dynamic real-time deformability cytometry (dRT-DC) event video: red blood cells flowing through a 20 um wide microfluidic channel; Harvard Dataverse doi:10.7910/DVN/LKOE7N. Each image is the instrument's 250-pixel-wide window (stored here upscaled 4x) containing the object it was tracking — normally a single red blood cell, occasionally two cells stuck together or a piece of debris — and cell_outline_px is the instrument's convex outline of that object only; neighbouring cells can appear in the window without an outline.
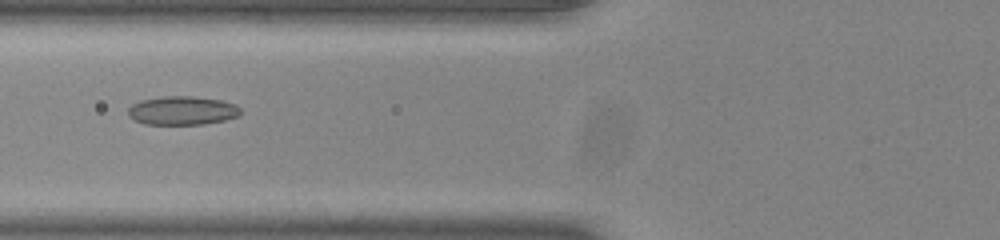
{"species": "common noctule bat (a hibernating species)", "species_latin": "Nyctalus noctula", "temperature_condition": "room temperature", "stored_images_in_passage": 40, "camera_frame_rate_fps": 3000, "um_per_image_px": 0.085, "animal": {"sex": "male", "body_mass_g": 20.0, "forearm_length_mm": 53.3}, "frame": {"image": 1, "passage_image": 9, "time_ms": 2.667, "image_size_px": [1000, 240], "cell_outline_px": [[240, 116], [224, 120], [204, 124], [144, 124], [128, 116], [128, 108], [132, 104], [140, 100], [164, 96], [192, 96], [220, 100], [236, 104], [240, 108]], "centroid_in_image_um": [15.49, 9.39], "position_along_channel_um": 110.3, "area_um2": 18.84}}
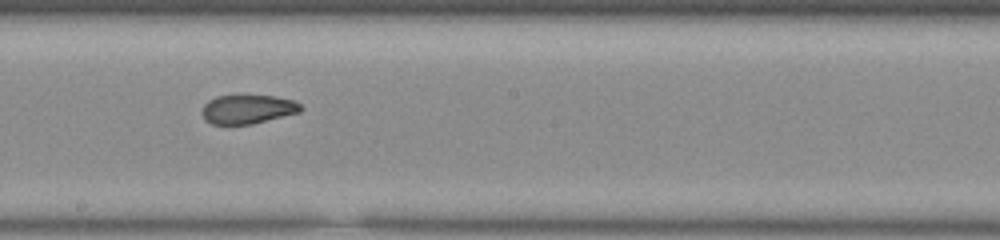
{"frame": {"image": 2, "passage_image": 18, "time_ms": 5.667, "image_size_px": [1000, 240], "cell_outline_px": [[304, 108], [300, 112], [252, 124], [212, 124], [204, 120], [200, 112], [204, 104], [208, 100], [216, 96], [276, 96], [292, 100], [300, 104]], "centroid_in_image_um": [21.02, 9.29], "position_along_channel_um": 227.2, "area_um2": 16.7}}
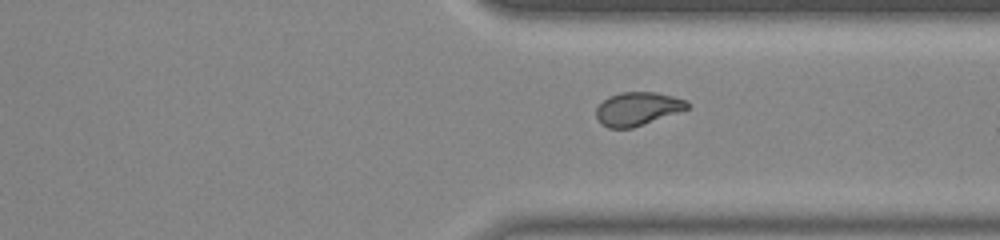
{"frame": {"image": 3, "passage_image": 28, "time_ms": 9.0, "image_size_px": [1000, 240], "cell_outline_px": [[692, 104], [688, 108], [680, 112], [632, 128], [608, 128], [600, 124], [596, 116], [596, 108], [608, 96], [620, 92], [656, 92], [688, 100]], "centroid_in_image_um": [54.21, 9.24], "position_along_channel_um": 357.2, "area_um2": 17.92}, "authors_computed_cell_mechanics": {"area_um2": 18.0625, "velocity_mm_per_s": 3.8944, "shape_relaxation_time_tau1_ms": null, "shape_relaxation_time_tau2_ms": 1.8068, "deformation_change_tau1": null, "deformation_change_tau2": 0.0722}}